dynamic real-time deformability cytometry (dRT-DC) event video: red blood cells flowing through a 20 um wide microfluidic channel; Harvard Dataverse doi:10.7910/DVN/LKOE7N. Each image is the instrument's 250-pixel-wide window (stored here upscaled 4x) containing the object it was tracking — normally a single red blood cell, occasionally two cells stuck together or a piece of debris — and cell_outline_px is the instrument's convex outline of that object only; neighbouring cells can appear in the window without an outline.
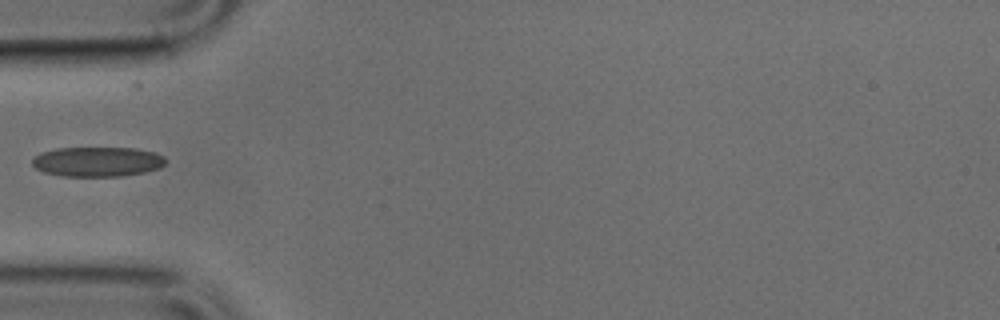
{"species": "common noctule bat (a hibernating species)", "species_latin": "Nyctalus noctula", "temperature_condition": "cold", "stored_images_in_passage": 41, "camera_frame_rate_fps": 3000, "um_per_image_px": 0.085, "animal": {"sex": "male", "body_mass_g": 17.9, "forearm_length_mm": 54.2}, "frame": {"image": 1, "passage_image": 7, "time_ms": 2.0, "image_size_px": [1000, 320], "cell_outline_px": [[168, 160], [160, 168], [144, 172], [124, 176], [60, 176], [44, 172], [36, 168], [32, 164], [32, 160], [40, 152], [56, 148], [136, 148], [156, 152], [164, 156]], "centroid_in_image_um": [8.31, 13.74], "position_along_channel_um": 76.7, "area_um2": 23.35}}
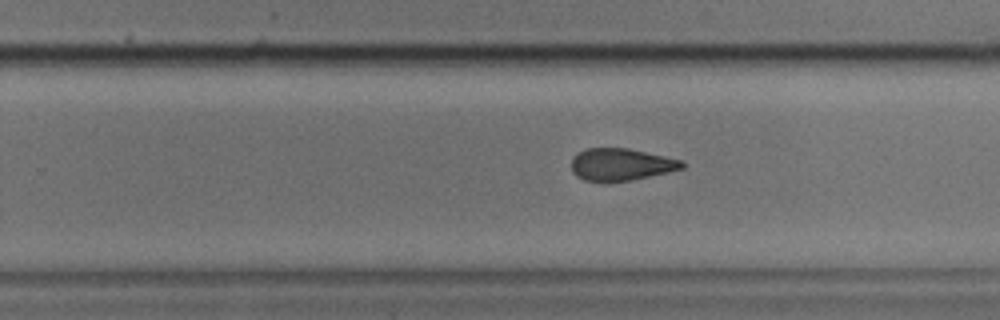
{"frame": {"image": 2, "passage_image": 22, "time_ms": 7.0, "image_size_px": [1000, 320], "cell_outline_px": [[684, 168], [668, 172], [632, 180], [584, 180], [576, 176], [572, 172], [572, 156], [588, 148], [628, 148], [684, 160]], "centroid_in_image_um": [52.81, 13.96], "position_along_channel_um": 277.0, "area_um2": 20.52}}
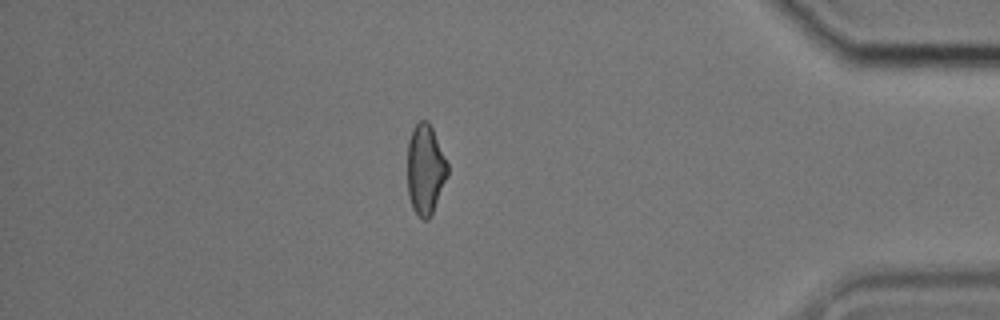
{"frame": {"image": 3, "passage_image": 34, "time_ms": 11.0, "image_size_px": [1000, 320], "cell_outline_px": [[448, 176], [432, 212], [428, 220], [424, 220], [412, 208], [408, 196], [408, 140], [412, 128], [420, 120], [428, 120], [432, 128], [448, 164]], "centroid_in_image_um": [36.15, 14.38], "position_along_channel_um": 399.1, "area_um2": 20.98}}